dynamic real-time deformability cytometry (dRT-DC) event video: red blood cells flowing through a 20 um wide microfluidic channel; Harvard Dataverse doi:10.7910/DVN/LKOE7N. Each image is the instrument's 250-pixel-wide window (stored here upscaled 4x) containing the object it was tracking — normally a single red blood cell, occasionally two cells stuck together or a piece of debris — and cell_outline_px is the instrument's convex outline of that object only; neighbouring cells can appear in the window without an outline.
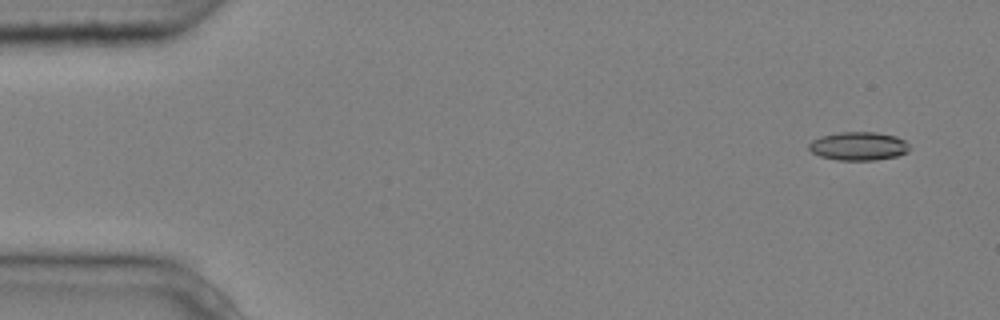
{"species": "common noctule bat (a hibernating species)", "species_latin": "Nyctalus noctula", "temperature_condition": "cold", "stored_images_in_passage": 4, "camera_frame_rate_fps": 3000, "um_per_image_px": 0.085, "animal": {"sex": "male", "body_mass_g": 20.4}, "frame": {"image": 1, "passage_image": 1, "time_ms": 0.0, "image_size_px": [1000, 320], "cell_outline_px": [[912, 148], [908, 152], [896, 156], [876, 160], [836, 160], [820, 156], [812, 152], [808, 148], [808, 144], [812, 140], [820, 136], [840, 132], [876, 132], [896, 136], [904, 140]], "centroid_in_image_um": [72.98, 12.42], "position_along_channel_um": 12.0, "area_um2": 16.82}}
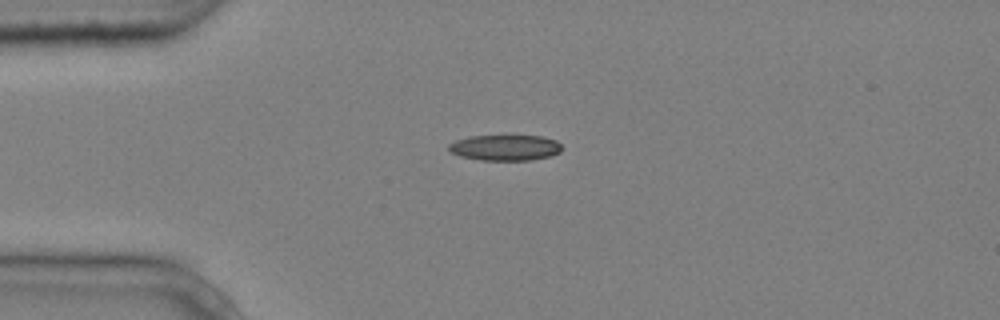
{"frame": {"image": 2, "passage_image": 4, "time_ms": 1.0, "image_size_px": [1000, 320], "cell_outline_px": [[564, 148], [560, 152], [552, 156], [532, 160], [480, 160], [460, 156], [448, 152], [448, 144], [456, 140], [468, 136], [508, 132], [544, 136], [556, 140]], "centroid_in_image_um": [42.95, 12.49], "position_along_channel_um": 42.0, "area_um2": 18.32}}